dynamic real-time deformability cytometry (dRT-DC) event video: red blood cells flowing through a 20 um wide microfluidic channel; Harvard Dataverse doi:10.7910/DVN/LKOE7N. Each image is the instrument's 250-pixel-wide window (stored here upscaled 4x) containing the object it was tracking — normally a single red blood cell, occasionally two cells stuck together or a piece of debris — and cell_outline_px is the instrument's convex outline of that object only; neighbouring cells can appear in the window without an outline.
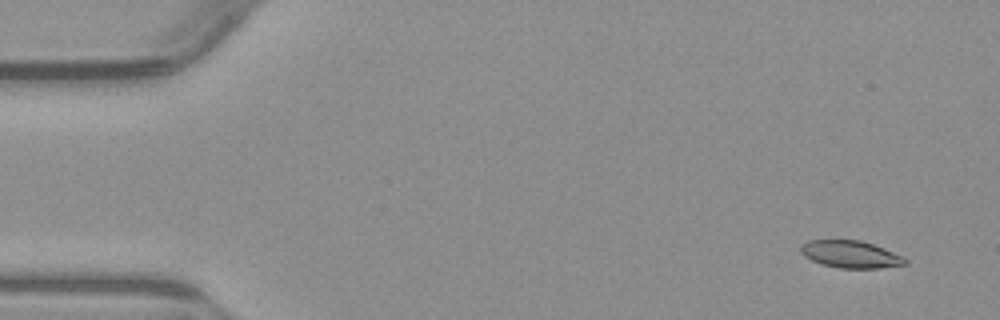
{"species": "common noctule bat (a hibernating species)", "species_latin": "Nyctalus noctula", "temperature_condition": "warm", "stored_images_in_passage": 5, "camera_frame_rate_fps": 3000, "um_per_image_px": 0.085, "animal": {"sex": "male", "body_mass_g": 23.1, "forearm_length_mm": 52.7}, "frame": {"image": 1, "passage_image": 1, "time_ms": 0.0, "image_size_px": [1000, 320], "cell_outline_px": [[908, 264], [880, 268], [840, 268], [820, 264], [804, 256], [800, 252], [800, 244], [808, 240], [860, 240], [884, 248], [904, 256], [908, 260]], "centroid_in_image_um": [72.3, 21.61], "position_along_channel_um": 12.7, "area_um2": 16.76}}
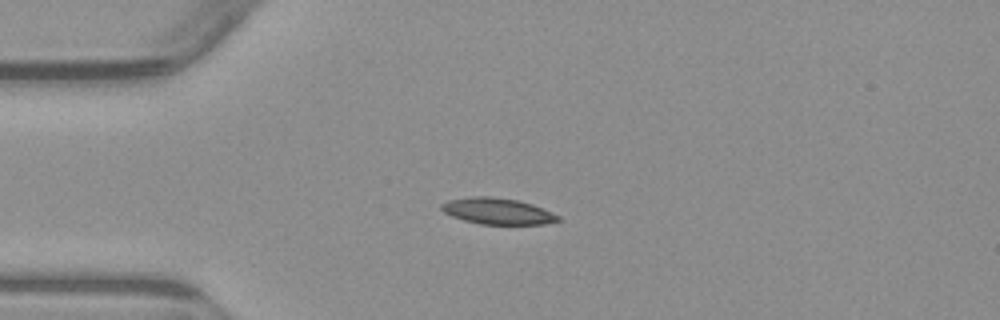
{"frame": {"image": 2, "passage_image": 3, "time_ms": 3.333, "image_size_px": [1000, 320], "cell_outline_px": [[560, 220], [544, 224], [480, 224], [464, 220], [452, 216], [444, 212], [440, 208], [440, 204], [448, 200], [472, 196], [488, 196], [516, 200], [532, 204], [560, 216]], "centroid_in_image_um": [42.26, 17.95], "position_along_channel_um": 42.7, "area_um2": 17.69}}
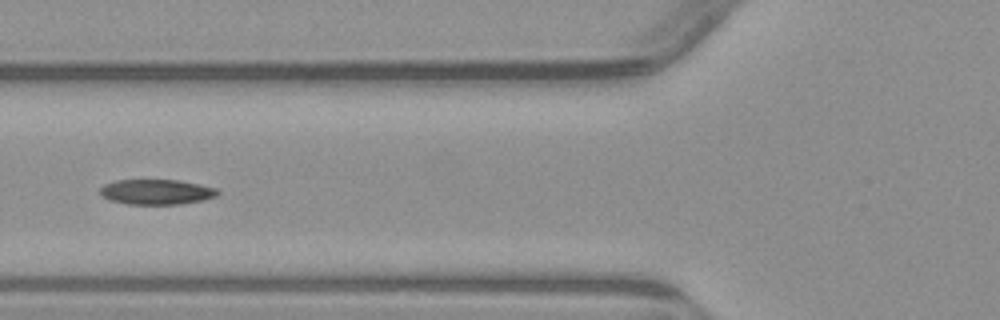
{"frame": {"image": 3, "passage_image": 5, "time_ms": 5.667, "image_size_px": [1000, 320], "cell_outline_px": [[220, 192], [216, 196], [204, 200], [180, 204], [128, 204], [108, 200], [100, 192], [100, 188], [104, 184], [116, 180], [180, 180], [200, 184], [216, 188]], "centroid_in_image_um": [13.32, 16.31], "position_along_channel_um": 112.5, "area_um2": 17.28}}